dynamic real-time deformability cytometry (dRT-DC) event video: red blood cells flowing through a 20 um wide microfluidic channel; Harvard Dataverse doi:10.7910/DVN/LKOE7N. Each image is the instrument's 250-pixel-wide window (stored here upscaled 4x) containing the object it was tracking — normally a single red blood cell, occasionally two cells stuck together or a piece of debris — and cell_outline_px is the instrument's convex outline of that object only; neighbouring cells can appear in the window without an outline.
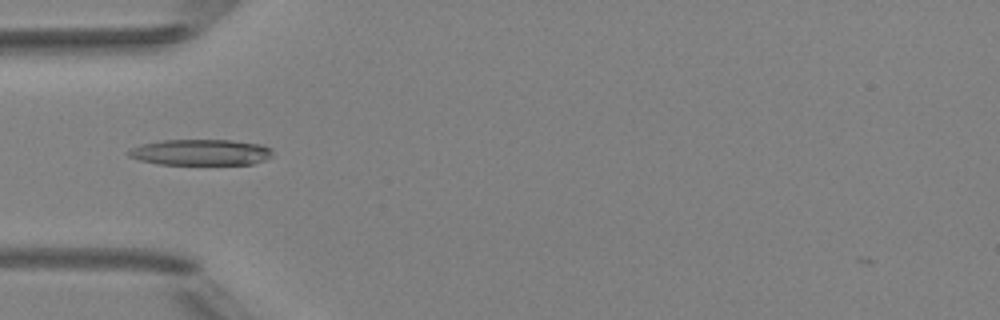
{"species": "Egyptian fruit bat (a non-hibernating species)", "species_latin": "Rousettus aegyptiacus", "temperature_condition": "room temperature", "stored_images_in_passage": 1, "camera_frame_rate_fps": 3000, "um_per_image_px": 0.085, "animal": {"sex": "female"}, "frame": {"image": 1, "passage_image": 1, "time_ms": 0.0, "image_size_px": [1000, 320], "cell_outline_px": [[272, 156], [268, 160], [252, 164], [156, 164], [140, 160], [128, 156], [124, 152], [140, 144], [160, 140], [232, 140], [260, 144], [272, 148]], "centroid_in_image_um": [17.06, 12.94], "position_along_channel_um": 67.9, "area_um2": 22.08}}